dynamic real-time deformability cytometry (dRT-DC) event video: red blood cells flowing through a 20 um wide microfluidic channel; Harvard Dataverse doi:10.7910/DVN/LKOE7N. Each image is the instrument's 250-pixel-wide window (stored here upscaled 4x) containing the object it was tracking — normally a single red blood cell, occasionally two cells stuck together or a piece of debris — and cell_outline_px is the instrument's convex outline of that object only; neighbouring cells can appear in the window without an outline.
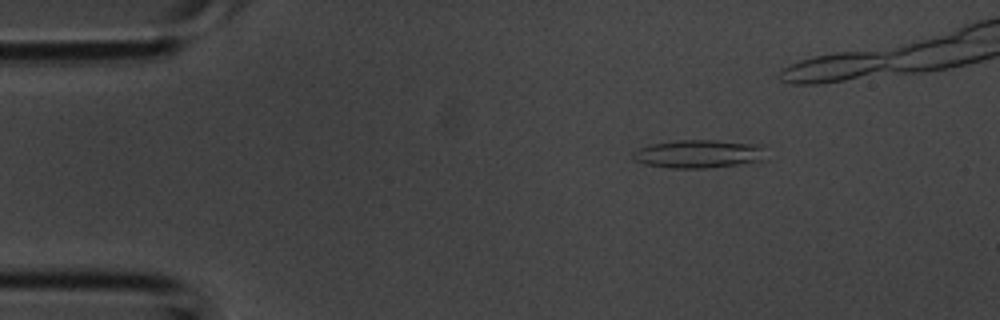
{"species": "common noctule bat (a hibernating species)", "species_latin": "Nyctalus noctula", "temperature_condition": "room temperature", "stored_images_in_passage": 31, "camera_frame_rate_fps": 3000, "um_per_image_px": 0.085, "animal": {"sex": "male", "body_mass_g": 20.1, "forearm_length_mm": 53.5}, "frame": {"image": 1, "passage_image": 6, "time_ms": 1.667, "image_size_px": [1000, 320], "cell_outline_px": [[760, 160], [740, 164], [704, 168], [668, 168], [644, 164], [632, 160], [632, 152], [640, 148], [652, 144], [676, 140], [712, 140], [760, 144]], "centroid_in_image_um": [59.25, 13.08], "position_along_channel_um": 25.8, "area_um2": 21.5}}
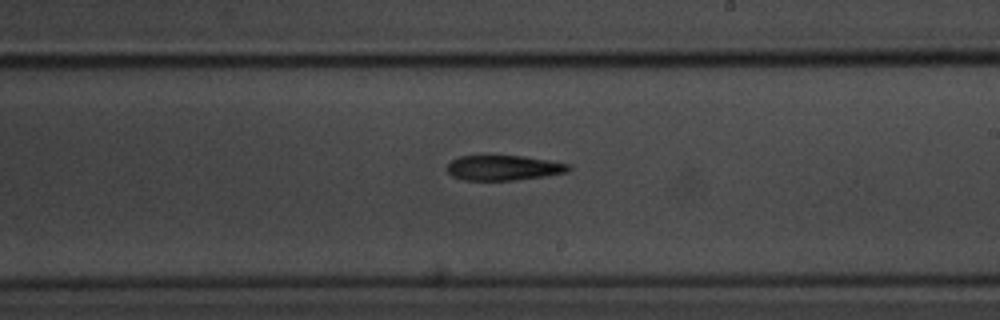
{"frame": {"image": 2, "passage_image": 22, "time_ms": 7.0, "image_size_px": [1000, 320], "cell_outline_px": [[572, 168], [568, 172], [544, 176], [516, 180], [464, 180], [452, 176], [444, 168], [452, 160], [460, 156], [524, 156], [548, 160], [568, 164]], "centroid_in_image_um": [42.79, 14.27], "position_along_channel_um": 246.2, "area_um2": 17.74}}
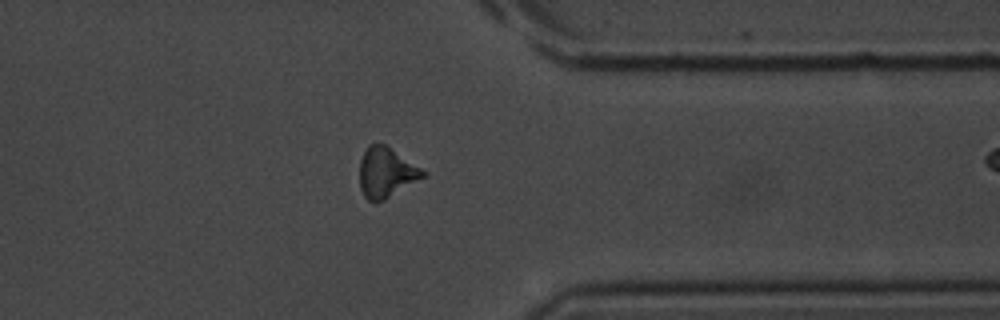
{"frame": {"image": 3, "passage_image": 30, "time_ms": 9.667, "image_size_px": [1000, 320], "cell_outline_px": [[428, 172], [424, 176], [384, 200], [368, 200], [364, 196], [360, 188], [360, 160], [364, 148], [368, 144], [384, 144]], "centroid_in_image_um": [32.8, 14.64], "position_along_channel_um": 378.6, "area_um2": 18.21}}